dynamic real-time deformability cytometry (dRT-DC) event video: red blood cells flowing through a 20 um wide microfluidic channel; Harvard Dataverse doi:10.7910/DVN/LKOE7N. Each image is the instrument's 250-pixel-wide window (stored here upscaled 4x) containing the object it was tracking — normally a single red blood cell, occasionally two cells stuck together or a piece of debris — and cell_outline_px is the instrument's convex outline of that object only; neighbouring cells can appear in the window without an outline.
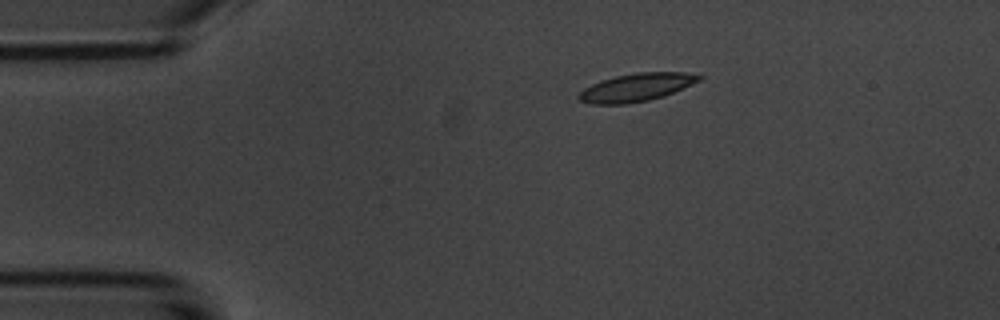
{"species": "common noctule bat (a hibernating species)", "species_latin": "Nyctalus noctula", "temperature_condition": "room temperature", "stored_images_in_passage": 5, "camera_frame_rate_fps": 3000, "um_per_image_px": 0.085, "animal": {"sex": "male", "body_mass_g": 20.1, "forearm_length_mm": 53.5}, "frame": {"image": 1, "passage_image": 3, "time_ms": 3.333, "image_size_px": [1000, 320], "cell_outline_px": [[704, 76], [700, 80], [664, 96], [648, 100], [628, 104], [592, 104], [580, 100], [576, 96], [584, 88], [600, 80], [616, 76], [636, 72], [684, 72]], "centroid_in_image_um": [54.07, 7.42], "position_along_channel_um": 30.9, "area_um2": 19.54}}